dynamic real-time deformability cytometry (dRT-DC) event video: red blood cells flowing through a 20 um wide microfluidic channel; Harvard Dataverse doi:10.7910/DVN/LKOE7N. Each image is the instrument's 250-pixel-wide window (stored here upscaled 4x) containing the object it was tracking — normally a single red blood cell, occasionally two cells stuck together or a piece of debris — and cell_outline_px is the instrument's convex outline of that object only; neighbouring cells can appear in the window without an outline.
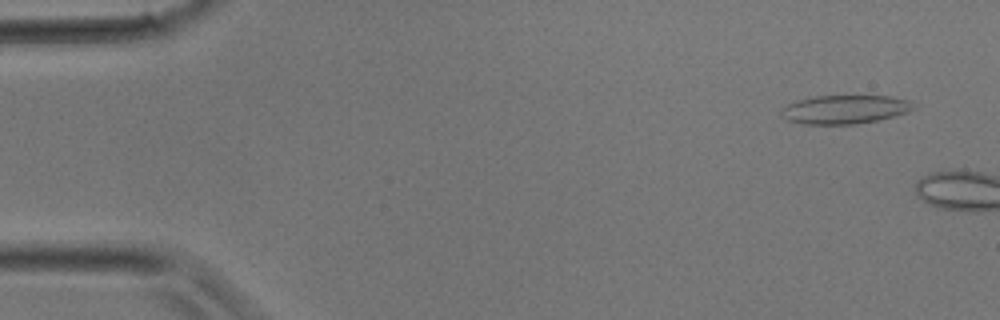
{"species": "common noctule bat (a hibernating species)", "species_latin": "Nyctalus noctula", "temperature_condition": "room temperature", "stored_images_in_passage": 4, "camera_frame_rate_fps": 3000, "um_per_image_px": 0.085, "animal": {"sex": "male", "body_mass_g": 17.9}, "frame": {"image": 1, "passage_image": 2, "time_ms": 0.333, "image_size_px": [1000, 320], "cell_outline_px": [[916, 108], [908, 112], [896, 116], [856, 124], [804, 124], [788, 120], [780, 116], [780, 112], [788, 104], [796, 100], [816, 96], [892, 96], [912, 100]], "centroid_in_image_um": [71.86, 9.29], "position_along_channel_um": 13.1, "area_um2": 22.25}}